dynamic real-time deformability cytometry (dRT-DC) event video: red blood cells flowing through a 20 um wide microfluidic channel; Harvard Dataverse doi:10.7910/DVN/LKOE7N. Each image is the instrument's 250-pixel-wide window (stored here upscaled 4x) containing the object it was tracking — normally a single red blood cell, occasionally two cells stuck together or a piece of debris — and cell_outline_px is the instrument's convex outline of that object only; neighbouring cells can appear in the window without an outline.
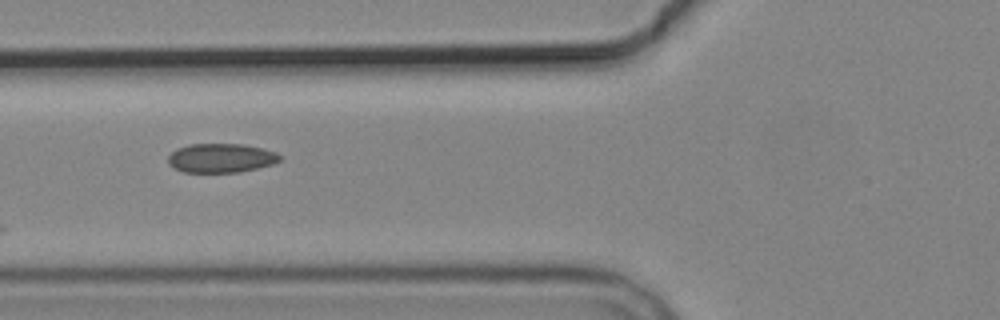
{"species": "common noctule bat (a hibernating species)", "species_latin": "Nyctalus noctula", "temperature_condition": "cold", "stored_images_in_passage": 9, "camera_frame_rate_fps": 3000, "um_per_image_px": 0.085, "animal": {"sex": "male", "body_mass_g": 19.2, "forearm_length_mm": 51.8}, "frame": {"image": 1, "passage_image": 5, "time_ms": 4.667, "image_size_px": [1000, 320], "cell_outline_px": [[280, 160], [272, 164], [240, 172], [184, 172], [168, 164], [168, 156], [176, 148], [188, 144], [244, 144], [264, 148], [276, 152], [280, 156]], "centroid_in_image_um": [18.78, 13.42], "position_along_channel_um": 107.0, "area_um2": 18.96}}
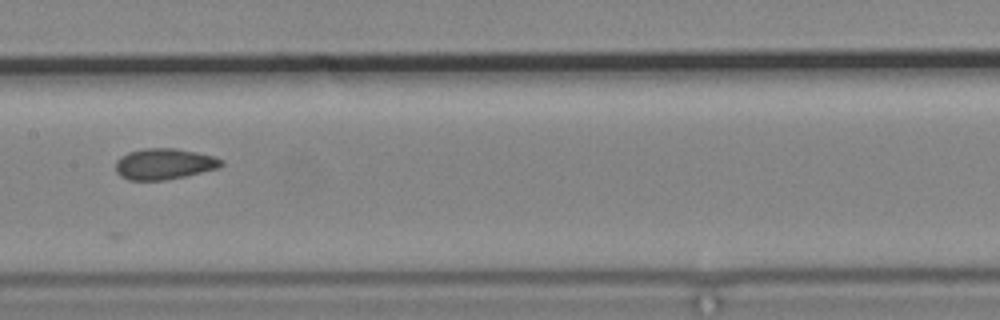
{"frame": {"image": 2, "passage_image": 7, "time_ms": 7.0, "image_size_px": [1000, 320], "cell_outline_px": [[224, 164], [220, 168], [184, 176], [164, 180], [128, 180], [120, 176], [116, 172], [116, 160], [120, 156], [128, 152], [144, 148], [176, 148], [216, 156], [224, 160]], "centroid_in_image_um": [13.97, 13.93], "position_along_channel_um": 193.4, "area_um2": 19.31}}
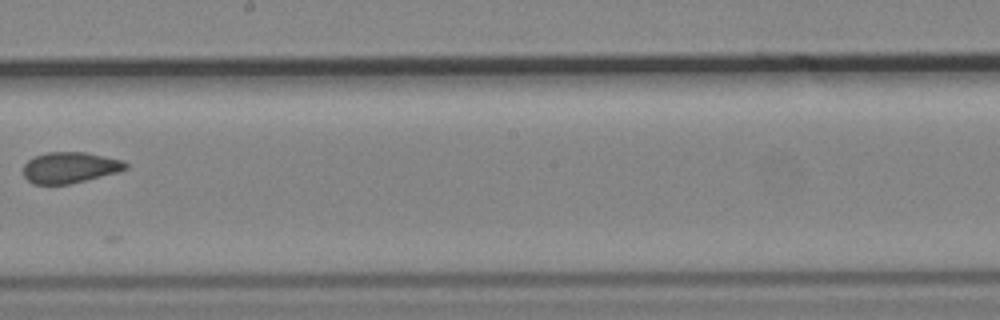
{"frame": {"image": 3, "passage_image": 8, "time_ms": 8.333, "image_size_px": [1000, 320], "cell_outline_px": [[128, 168], [116, 172], [68, 184], [32, 184], [24, 176], [24, 164], [28, 160], [44, 152], [84, 152], [124, 160], [128, 164]], "centroid_in_image_um": [5.93, 14.23], "position_along_channel_um": 242.3, "area_um2": 18.32}}